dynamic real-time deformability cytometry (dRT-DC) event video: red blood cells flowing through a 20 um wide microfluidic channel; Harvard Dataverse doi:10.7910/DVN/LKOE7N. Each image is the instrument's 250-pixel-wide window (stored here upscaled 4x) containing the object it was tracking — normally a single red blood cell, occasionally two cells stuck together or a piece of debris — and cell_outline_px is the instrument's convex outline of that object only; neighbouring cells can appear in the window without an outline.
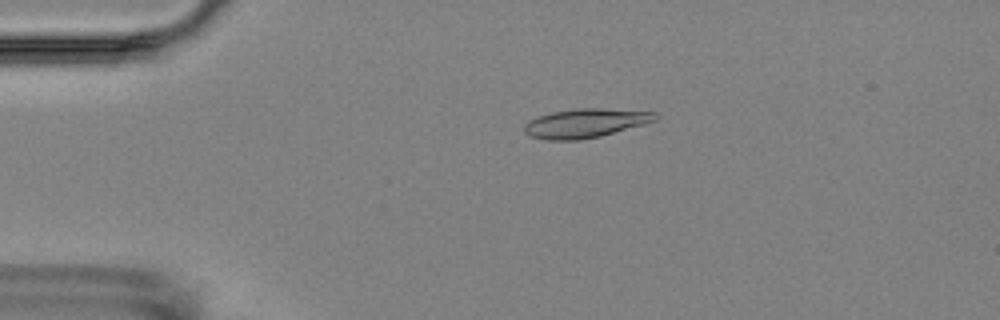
{"species": "Egyptian fruit bat (a non-hibernating species)", "species_latin": "Rousettus aegyptiacus", "temperature_condition": "room temperature", "stored_images_in_passage": 5, "camera_frame_rate_fps": 3000, "um_per_image_px": 0.085, "animal": {"sex": "female"}, "frame": {"image": 1, "passage_image": 3, "time_ms": 2.333, "image_size_px": [1000, 320], "cell_outline_px": [[660, 116], [656, 120], [644, 124], [600, 136], [580, 140], [548, 140], [528, 136], [524, 132], [524, 124], [528, 120], [552, 112], [576, 108], [600, 108], [656, 112]], "centroid_in_image_um": [49.75, 10.47], "position_along_channel_um": 35.3, "area_um2": 22.2}}
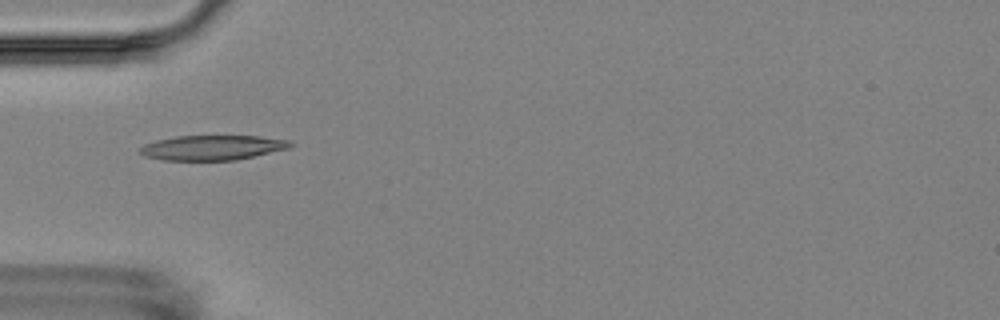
{"frame": {"image": 2, "passage_image": 4, "time_ms": 4.333, "image_size_px": [1000, 320], "cell_outline_px": [[296, 144], [288, 148], [236, 160], [164, 160], [144, 156], [140, 152], [140, 148], [144, 144], [156, 140], [176, 136], [260, 136], [292, 140]], "centroid_in_image_um": [18.08, 12.54], "position_along_channel_um": 66.9, "area_um2": 21.79}}